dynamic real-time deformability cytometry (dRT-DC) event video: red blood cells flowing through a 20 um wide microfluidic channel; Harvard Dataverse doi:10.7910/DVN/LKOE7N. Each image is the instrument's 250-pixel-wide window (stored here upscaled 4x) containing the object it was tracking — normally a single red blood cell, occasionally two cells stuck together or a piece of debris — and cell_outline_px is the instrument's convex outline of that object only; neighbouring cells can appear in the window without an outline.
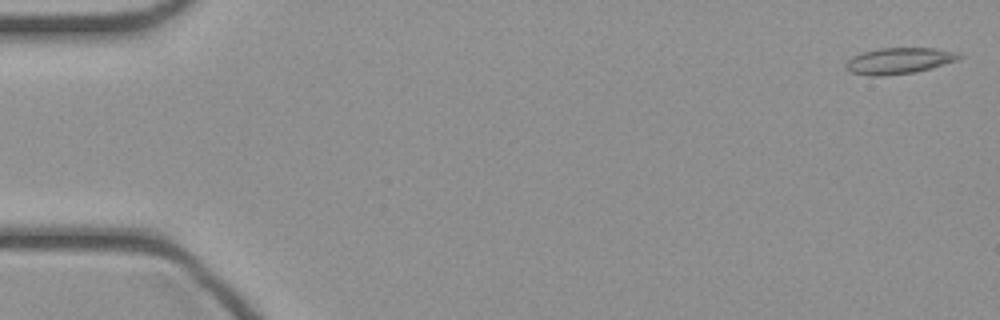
{"species": "common noctule bat (a hibernating species)", "species_latin": "Nyctalus noctula", "temperature_condition": "cold", "stored_images_in_passage": 46, "camera_frame_rate_fps": 3000, "um_per_image_px": 0.085, "animal": {"sex": "female", "body_mass_g": 21.9}, "frame": {"image": 1, "passage_image": 1, "time_ms": 0.0, "image_size_px": [1000, 320], "cell_outline_px": [[964, 56], [956, 60], [916, 72], [880, 76], [868, 76], [852, 72], [844, 68], [844, 64], [852, 56], [860, 52], [880, 48], [936, 48], [960, 52]], "centroid_in_image_um": [76.39, 5.15], "position_along_channel_um": 8.6, "area_um2": 17.4}}
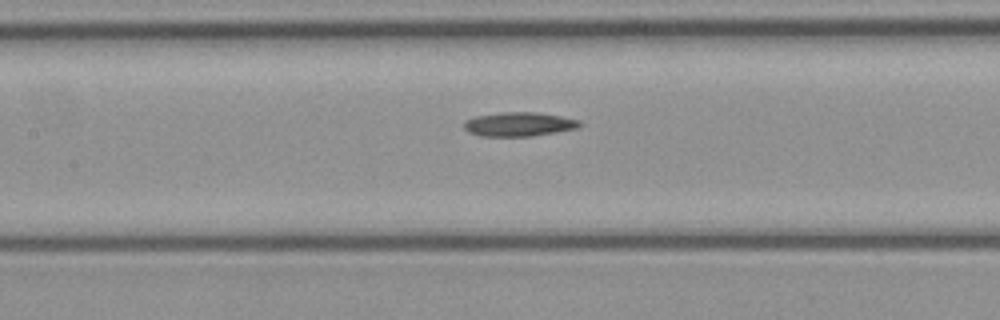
{"frame": {"image": 2, "passage_image": 21, "time_ms": 6.667, "image_size_px": [1000, 320], "cell_outline_px": [[584, 124], [580, 128], [532, 136], [480, 136], [468, 132], [464, 128], [464, 120], [476, 116], [500, 112], [536, 112], [560, 116], [580, 120]], "centroid_in_image_um": [44.13, 10.56], "position_along_channel_um": 163.3, "area_um2": 16.42}}
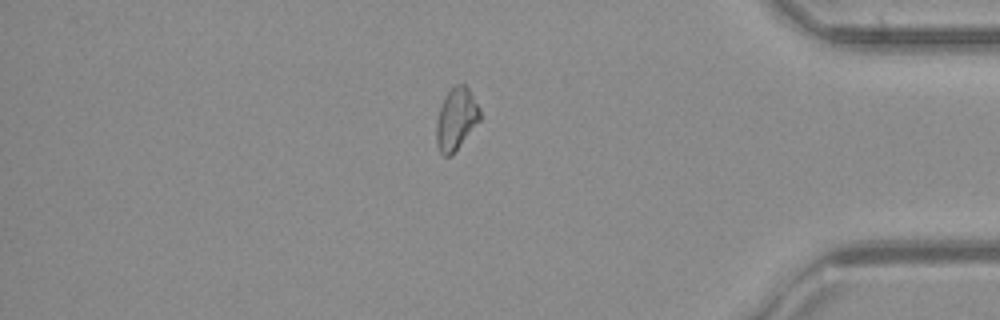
{"frame": {"image": 3, "passage_image": 39, "time_ms": 12.667, "image_size_px": [1000, 320], "cell_outline_px": [[480, 120], [452, 156], [444, 156], [440, 152], [436, 144], [436, 120], [444, 96], [452, 84], [464, 84], [468, 88], [480, 108]], "centroid_in_image_um": [38.76, 10.1], "position_along_channel_um": 396.4, "area_um2": 15.95}}